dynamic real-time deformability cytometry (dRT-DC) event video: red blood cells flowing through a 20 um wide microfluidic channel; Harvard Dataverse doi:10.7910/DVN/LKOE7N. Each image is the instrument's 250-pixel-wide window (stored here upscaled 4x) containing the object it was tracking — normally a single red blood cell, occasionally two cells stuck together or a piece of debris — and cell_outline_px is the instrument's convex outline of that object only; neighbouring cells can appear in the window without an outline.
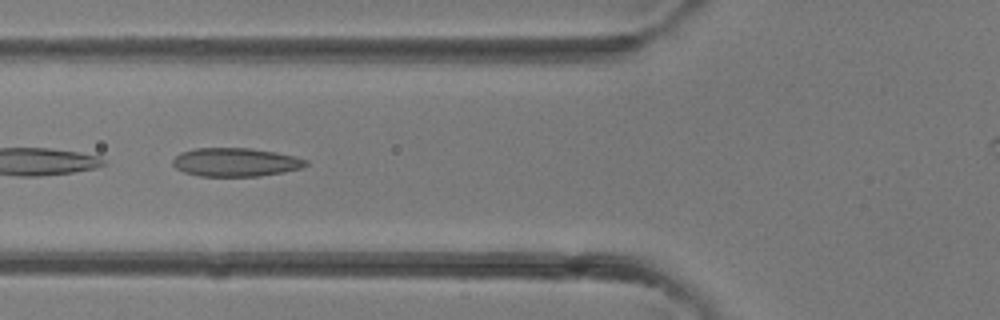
{"species": "common noctule bat (a hibernating species)", "species_latin": "Nyctalus noctula", "temperature_condition": "room temperature", "stored_images_in_passage": 26, "camera_frame_rate_fps": 3000, "um_per_image_px": 0.085, "animal": {"sex": "female"}, "frame": {"image": 1, "passage_image": 5, "time_ms": 1.333, "image_size_px": [1000, 320], "cell_outline_px": [[308, 164], [300, 168], [284, 172], [260, 176], [200, 176], [184, 172], [176, 168], [172, 164], [172, 160], [180, 152], [196, 148], [252, 148], [276, 152], [296, 156], [308, 160]], "centroid_in_image_um": [20.03, 13.78], "position_along_channel_um": 105.8, "area_um2": 22.25}}
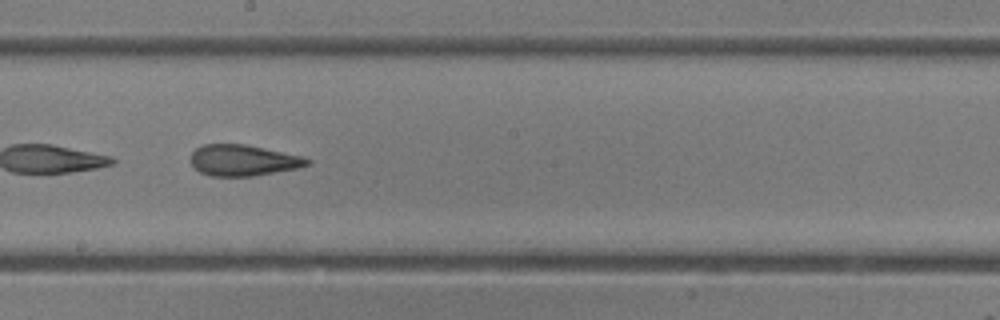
{"frame": {"image": 2, "passage_image": 12, "time_ms": 3.667, "image_size_px": [1000, 320], "cell_outline_px": [[312, 160], [308, 164], [296, 168], [252, 176], [212, 176], [200, 172], [192, 164], [192, 152], [196, 148], [204, 144], [244, 144], [304, 156]], "centroid_in_image_um": [20.68, 13.62], "position_along_channel_um": 227.5, "area_um2": 20.87}}
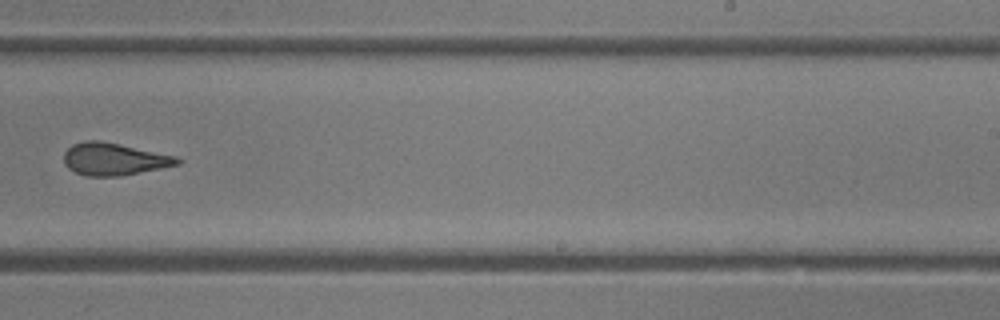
{"frame": {"image": 3, "passage_image": 15, "time_ms": 4.667, "image_size_px": [1000, 320], "cell_outline_px": [[184, 160], [180, 164], [120, 176], [88, 176], [76, 172], [68, 168], [64, 164], [64, 152], [72, 144], [84, 140], [100, 140], [176, 156]], "centroid_in_image_um": [9.68, 13.52], "position_along_channel_um": 279.3, "area_um2": 21.33}}